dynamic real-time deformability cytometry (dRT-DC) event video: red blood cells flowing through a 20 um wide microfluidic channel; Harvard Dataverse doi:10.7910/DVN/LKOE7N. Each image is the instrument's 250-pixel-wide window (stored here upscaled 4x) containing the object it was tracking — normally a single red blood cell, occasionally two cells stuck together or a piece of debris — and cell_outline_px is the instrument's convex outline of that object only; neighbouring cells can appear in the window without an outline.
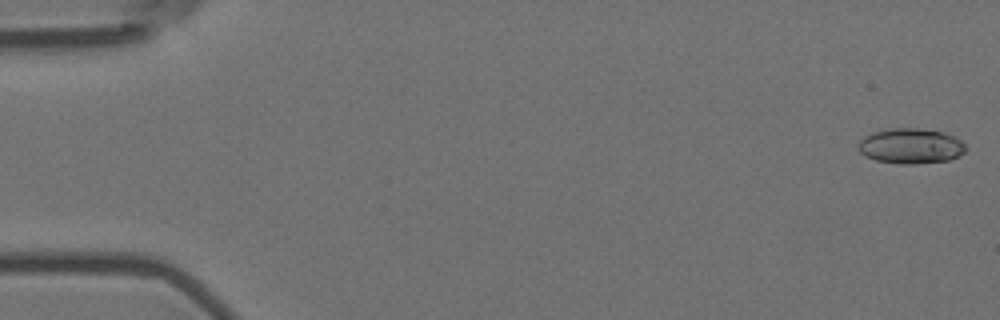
{"species": "Egyptian fruit bat (a non-hibernating species)", "species_latin": "Rousettus aegyptiacus", "temperature_condition": "room temperature", "stored_images_in_passage": 50, "camera_frame_rate_fps": 3000, "um_per_image_px": 0.085, "animal": {"sex": "female"}, "frame": {"image": 1, "passage_image": 1, "time_ms": 0.0, "image_size_px": [1000, 320], "cell_outline_px": [[968, 148], [960, 156], [948, 160], [912, 164], [900, 164], [876, 160], [864, 156], [860, 152], [860, 140], [864, 136], [872, 132], [888, 128], [920, 128], [944, 132], [960, 140]], "centroid_in_image_um": [77.42, 12.4], "position_along_channel_um": 7.6, "area_um2": 22.14}}
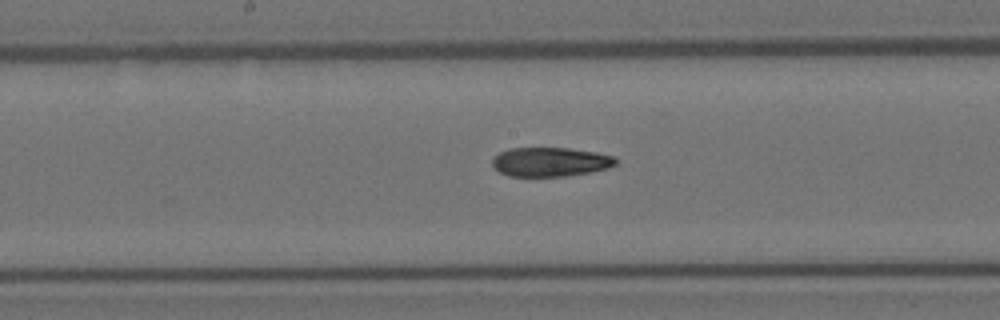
{"frame": {"image": 2, "passage_image": 29, "time_ms": 9.333, "image_size_px": [1000, 320], "cell_outline_px": [[616, 164], [608, 168], [588, 172], [564, 176], [508, 176], [492, 168], [492, 160], [500, 152], [508, 148], [568, 148], [596, 152], [612, 156], [616, 160]], "centroid_in_image_um": [46.73, 13.76], "position_along_channel_um": 201.5, "area_um2": 20.87}}
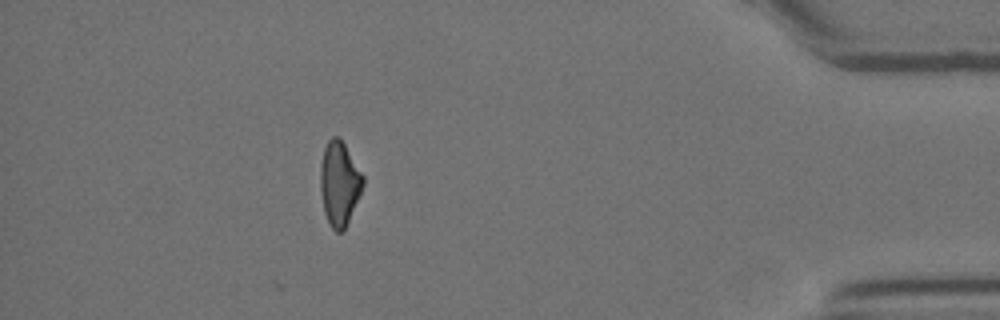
{"frame": {"image": 3, "passage_image": 50, "time_ms": 16.333, "image_size_px": [1000, 320], "cell_outline_px": [[364, 184], [344, 232], [336, 232], [328, 224], [324, 212], [320, 188], [320, 164], [324, 148], [328, 140], [332, 136], [336, 136], [344, 144], [364, 176]], "centroid_in_image_um": [28.83, 15.63], "position_along_channel_um": 406.4, "area_um2": 20.92}, "authors_computed_cell_mechanics": {"area_um2": 21.7906, "velocity_mm_per_s": 3.6371, "shape_relaxation_time_tau1_ms": 6.899, "shape_relaxation_time_tau2_ms": 6.3632, "deformation_change_tau1": 0.2078, "deformation_change_tau2": 0.1572}}